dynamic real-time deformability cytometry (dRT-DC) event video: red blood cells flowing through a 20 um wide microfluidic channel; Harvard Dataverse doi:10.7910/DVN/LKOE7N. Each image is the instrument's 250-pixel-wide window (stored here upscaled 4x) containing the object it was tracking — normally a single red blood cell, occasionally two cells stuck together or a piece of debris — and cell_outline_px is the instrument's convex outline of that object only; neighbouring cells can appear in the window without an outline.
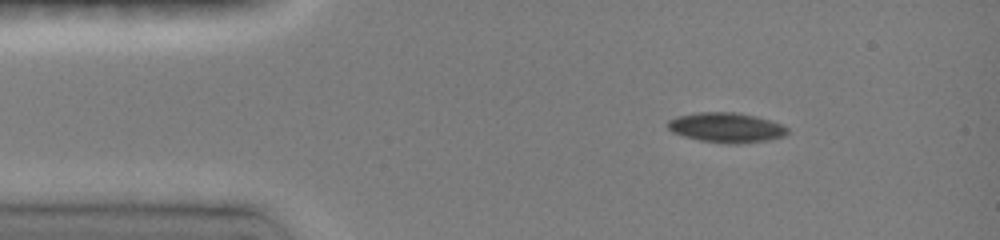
{"species": "common noctule bat (a hibernating species)", "species_latin": "Nyctalus noctula", "temperature_condition": "room temperature", "stored_images_in_passage": 29, "camera_frame_rate_fps": 3000, "um_per_image_px": 0.085, "animal": {"sex": "female", "body_mass_g": 19.0, "forearm_length_mm": 51.5}, "frame": {"image": 1, "passage_image": 1, "time_ms": 0.0, "image_size_px": [1000, 240], "cell_outline_px": [[788, 132], [784, 136], [768, 140], [740, 144], [728, 144], [700, 140], [684, 136], [672, 132], [668, 128], [668, 120], [676, 116], [696, 112], [736, 112], [756, 116], [780, 124], [788, 128]], "centroid_in_image_um": [61.72, 10.84], "position_along_channel_um": 23.3, "area_um2": 20.87}}
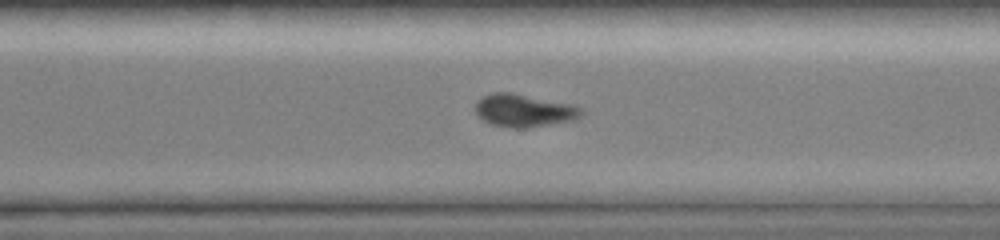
{"frame": {"image": 2, "passage_image": 20, "time_ms": 9.0, "image_size_px": [1000, 240], "cell_outline_px": [[584, 112], [580, 116], [572, 120], [524, 128], [512, 128], [492, 124], [476, 116], [476, 100], [492, 92], [512, 92], [576, 104]], "centroid_in_image_um": [44.53, 9.37], "position_along_channel_um": 326.1, "area_um2": 20.35}}
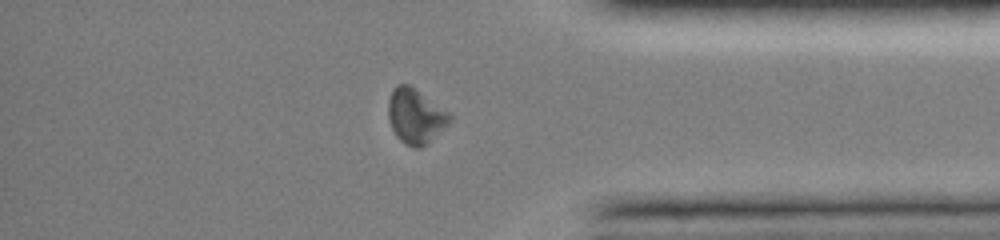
{"frame": {"image": 3, "passage_image": 24, "time_ms": 11.0, "image_size_px": [1000, 240], "cell_outline_px": [[452, 120], [428, 144], [420, 148], [412, 148], [404, 144], [396, 136], [392, 128], [388, 116], [388, 100], [392, 88], [396, 84], [408, 84], [448, 112], [452, 116]], "centroid_in_image_um": [35.3, 9.9], "position_along_channel_um": 399.9, "area_um2": 19.65}, "authors_computed_cell_mechanics": {"area_um2": 20.8658, "velocity_mm_per_s": 3.999, "shape_relaxation_time_tau1_ms": 6.3661, "shape_relaxation_time_tau2_ms": null, "deformation_change_tau1": 0.1448, "deformation_change_tau2": null}}